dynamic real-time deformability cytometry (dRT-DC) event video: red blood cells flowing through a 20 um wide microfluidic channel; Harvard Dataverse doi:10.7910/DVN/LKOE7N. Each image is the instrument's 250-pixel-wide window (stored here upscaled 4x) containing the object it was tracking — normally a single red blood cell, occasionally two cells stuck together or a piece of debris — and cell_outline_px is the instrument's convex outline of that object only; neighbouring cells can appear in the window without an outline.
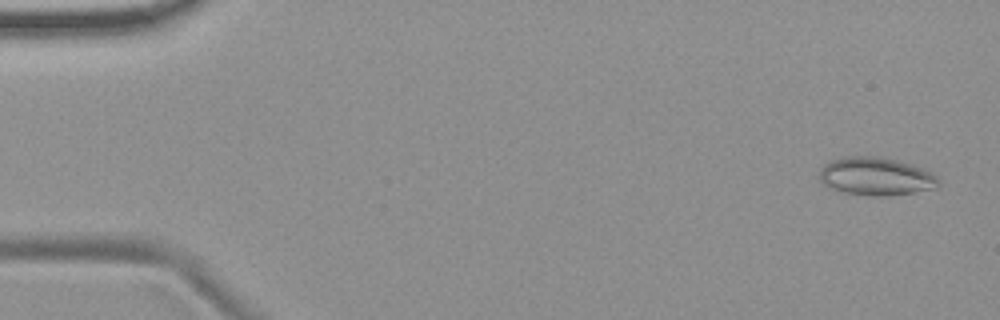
{"species": "common noctule bat (a hibernating species)", "species_latin": "Nyctalus noctula", "temperature_condition": "room temperature", "stored_images_in_passage": 53, "camera_frame_rate_fps": 3000, "um_per_image_px": 0.085, "animal": {"sex": "female", "body_mass_g": 19.9}, "frame": {"image": 1, "passage_image": 2, "time_ms": 0.333, "image_size_px": [1000, 320], "cell_outline_px": [[940, 184], [936, 188], [916, 192], [888, 196], [872, 196], [844, 192], [832, 188], [824, 184], [820, 180], [820, 168], [824, 164], [832, 160], [848, 156], [876, 156], [896, 160], [912, 164], [924, 168], [932, 172], [940, 180]], "centroid_in_image_um": [74.5, 14.99], "position_along_channel_um": 10.5, "area_um2": 26.53}}
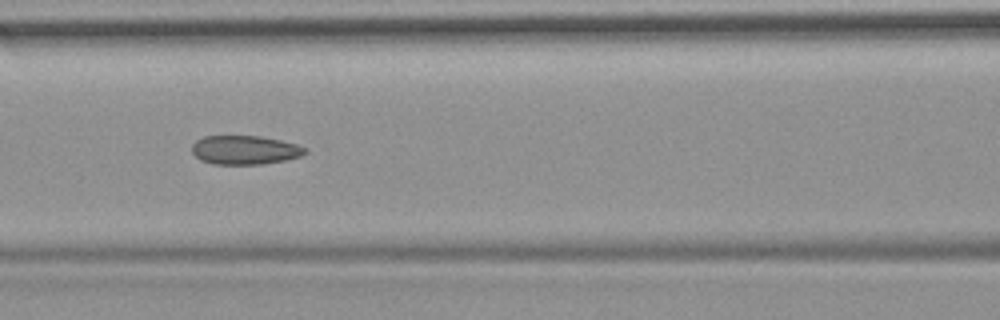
{"frame": {"image": 2, "passage_image": 23, "time_ms": 7.333, "image_size_px": [1000, 320], "cell_outline_px": [[308, 152], [300, 156], [284, 160], [260, 164], [212, 164], [200, 160], [192, 152], [192, 144], [196, 140], [204, 136], [260, 136], [280, 140], [296, 144], [308, 148]], "centroid_in_image_um": [20.8, 12.74], "position_along_channel_um": 145.8, "area_um2": 19.07}}
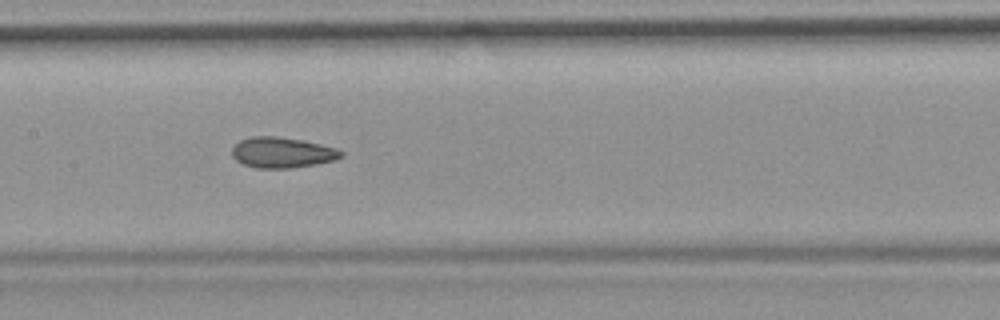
{"frame": {"image": 3, "passage_image": 26, "time_ms": 8.333, "image_size_px": [1000, 320], "cell_outline_px": [[344, 156], [336, 160], [316, 164], [292, 168], [256, 168], [244, 164], [236, 160], [232, 156], [232, 148], [240, 140], [252, 136], [276, 136], [300, 140], [320, 144], [336, 148], [344, 152]], "centroid_in_image_um": [24.0, 12.97], "position_along_channel_um": 183.4, "area_um2": 19.48}, "authors_computed_cell_mechanics": {"area_um2": 19.5942, "velocity_mm_per_s": 3.7766, "shape_relaxation_time_tau1_ms": null, "shape_relaxation_time_tau2_ms": 2.5042, "deformation_change_tau1": null, "deformation_change_tau2": 0.0796}}